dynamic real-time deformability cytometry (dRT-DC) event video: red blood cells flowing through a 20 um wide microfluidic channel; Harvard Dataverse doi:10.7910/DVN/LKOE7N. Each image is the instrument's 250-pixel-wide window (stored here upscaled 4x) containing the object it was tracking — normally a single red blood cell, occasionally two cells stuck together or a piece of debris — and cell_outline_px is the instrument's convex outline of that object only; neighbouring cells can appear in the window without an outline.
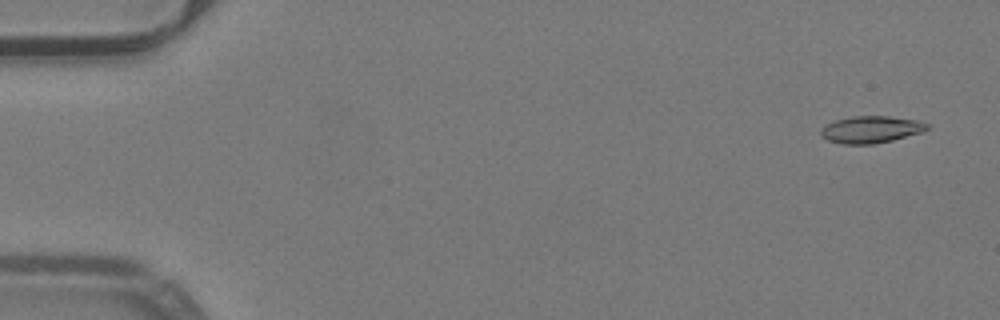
{"species": "common noctule bat (a hibernating species)", "species_latin": "Nyctalus noctula", "temperature_condition": "warm", "stored_images_in_passage": 40, "camera_frame_rate_fps": 3000, "um_per_image_px": 0.085, "animal": {"sex": "male", "body_mass_g": 19.2, "forearm_length_mm": 51.8}, "frame": {"image": 1, "passage_image": 3, "time_ms": 0.667, "image_size_px": [1000, 320], "cell_outline_px": [[928, 128], [920, 132], [892, 140], [872, 144], [844, 144], [828, 140], [820, 136], [820, 128], [824, 124], [836, 120], [852, 116], [888, 116], [916, 120], [928, 124]], "centroid_in_image_um": [73.96, 11.0], "position_along_channel_um": 11.0, "area_um2": 16.59}}